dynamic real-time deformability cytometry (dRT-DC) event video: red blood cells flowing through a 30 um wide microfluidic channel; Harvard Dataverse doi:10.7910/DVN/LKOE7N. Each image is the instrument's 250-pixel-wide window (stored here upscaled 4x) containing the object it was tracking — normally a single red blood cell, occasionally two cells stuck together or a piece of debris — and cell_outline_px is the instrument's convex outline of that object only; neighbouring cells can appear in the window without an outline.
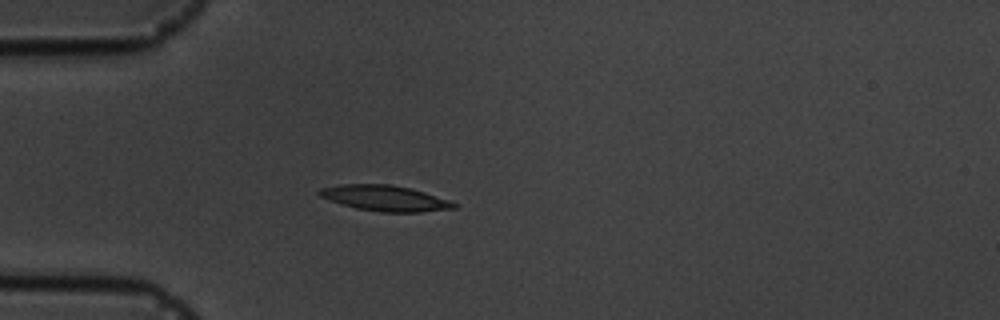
{"species": "common noctule bat (a hibernating species)", "species_latin": "Nyctalus noctula", "temperature_condition": "cold", "stored_images_in_passage": 5, "camera_frame_rate_fps": 3000, "um_per_image_px": 0.085, "animal": {"sex": "male", "body_mass_g": 19.5, "forearm_length_mm": 54.6}, "frame": {"image": 1, "passage_image": 4, "time_ms": 3.667, "image_size_px": [1000, 320], "cell_outline_px": [[460, 204], [456, 208], [420, 212], [380, 212], [356, 208], [320, 196], [316, 192], [320, 188], [340, 184], [388, 184], [408, 188], [424, 192]], "centroid_in_image_um": [32.74, 16.84], "position_along_channel_um": 52.3, "area_um2": 19.88}}